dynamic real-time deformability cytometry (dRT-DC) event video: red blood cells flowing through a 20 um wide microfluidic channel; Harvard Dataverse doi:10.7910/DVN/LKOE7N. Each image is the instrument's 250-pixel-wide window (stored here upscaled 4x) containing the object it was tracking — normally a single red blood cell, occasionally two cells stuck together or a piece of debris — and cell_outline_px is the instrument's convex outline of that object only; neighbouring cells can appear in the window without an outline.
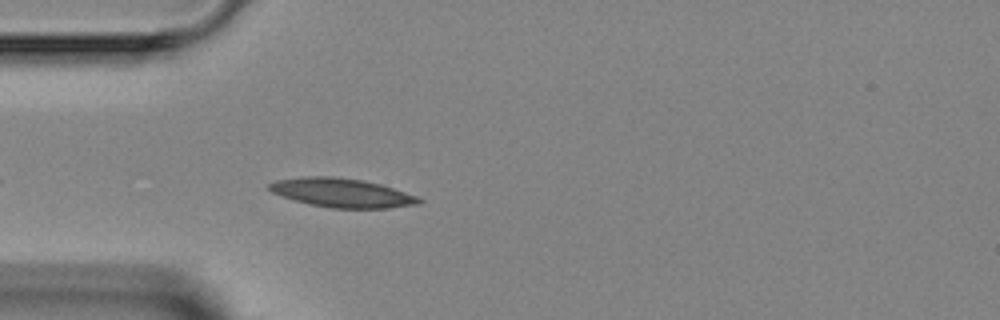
{"species": "Egyptian fruit bat (a non-hibernating species)", "species_latin": "Rousettus aegyptiacus", "temperature_condition": "room temperature", "stored_images_in_passage": 4, "camera_frame_rate_fps": 3000, "um_per_image_px": 0.085, "animal": {"sex": "female"}, "frame": {"image": 1, "passage_image": 4, "time_ms": 3.667, "image_size_px": [1000, 320], "cell_outline_px": [[424, 200], [420, 204], [388, 208], [332, 208], [308, 204], [280, 196], [272, 192], [268, 188], [268, 184], [276, 180], [308, 176], [332, 176], [360, 180], [380, 184], [416, 196]], "centroid_in_image_um": [29.03, 16.39], "position_along_channel_um": 56.0, "area_um2": 25.14}}